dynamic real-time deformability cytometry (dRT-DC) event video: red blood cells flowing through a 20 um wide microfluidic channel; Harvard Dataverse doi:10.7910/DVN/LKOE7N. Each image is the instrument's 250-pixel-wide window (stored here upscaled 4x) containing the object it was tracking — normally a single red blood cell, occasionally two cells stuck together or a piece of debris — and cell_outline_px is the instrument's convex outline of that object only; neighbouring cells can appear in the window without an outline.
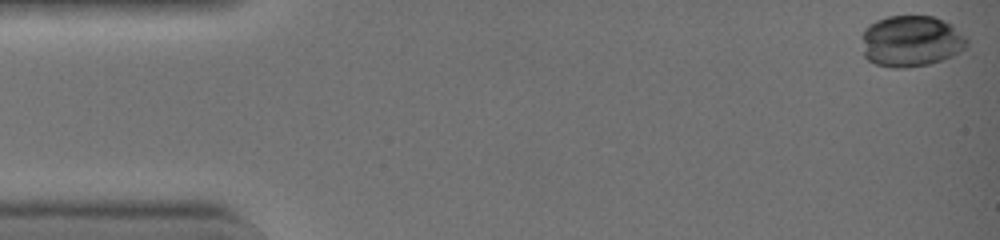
{"species": "common noctule bat (a hibernating species)", "species_latin": "Nyctalus noctula", "temperature_condition": "warm", "stored_images_in_passage": 9, "camera_frame_rate_fps": 3000, "um_per_image_px": 0.085, "animal": {"sex": "female", "body_mass_g": 19.0, "forearm_length_mm": 51.5}, "frame": {"image": 1, "passage_image": 1, "time_ms": 0.0, "image_size_px": [1000, 240], "cell_outline_px": [[968, 44], [960, 52], [952, 56], [928, 64], [904, 68], [892, 68], [876, 64], [868, 60], [864, 56], [860, 36], [864, 28], [868, 24], [876, 20], [888, 16], [932, 16], [952, 24], [968, 36]], "centroid_in_image_um": [77.42, 3.49], "position_along_channel_um": 7.6, "area_um2": 31.91}}
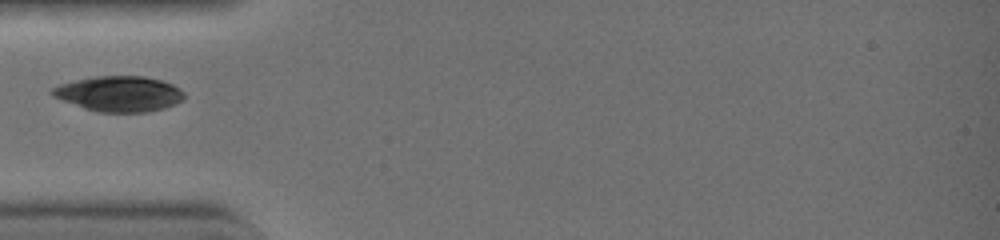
{"frame": {"image": 2, "passage_image": 6, "time_ms": 1.667, "image_size_px": [1000, 240], "cell_outline_px": [[184, 96], [180, 100], [172, 104], [160, 108], [144, 112], [100, 112], [84, 108], [52, 96], [48, 92], [52, 88], [60, 84], [76, 80], [96, 76], [144, 76], [164, 80], [180, 88], [184, 92]], "centroid_in_image_um": [10.1, 7.95], "position_along_channel_um": 74.9, "area_um2": 26.99}}
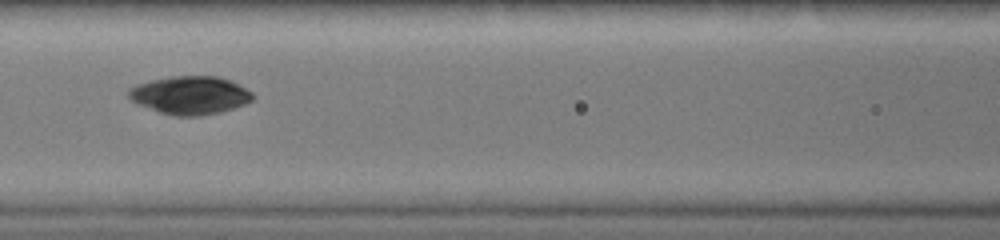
{"frame": {"image": 3, "passage_image": 8, "time_ms": 2.333, "image_size_px": [1000, 240], "cell_outline_px": [[252, 100], [244, 104], [220, 112], [196, 116], [176, 116], [160, 112], [140, 104], [132, 100], [128, 96], [128, 88], [136, 84], [168, 76], [216, 76], [232, 80], [252, 92]], "centroid_in_image_um": [16.15, 8.07], "position_along_channel_um": 150.4, "area_um2": 27.4}}